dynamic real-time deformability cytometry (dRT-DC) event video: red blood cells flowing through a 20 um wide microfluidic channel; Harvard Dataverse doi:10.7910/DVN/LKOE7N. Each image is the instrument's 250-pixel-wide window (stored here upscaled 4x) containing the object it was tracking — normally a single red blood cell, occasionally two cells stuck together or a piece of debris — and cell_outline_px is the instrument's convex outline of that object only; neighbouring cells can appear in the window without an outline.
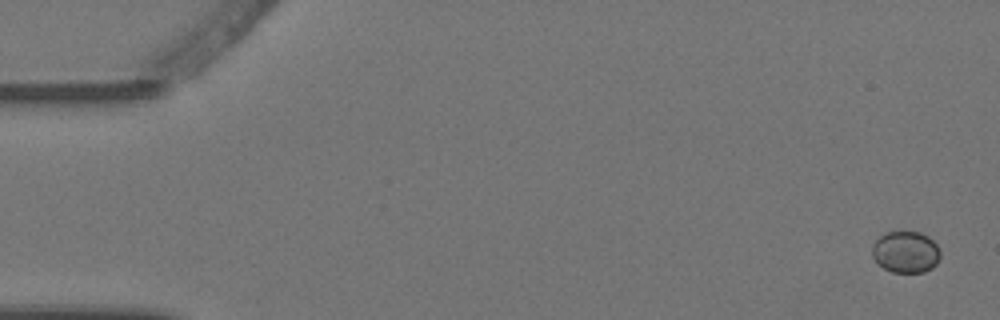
{"species": "Egyptian fruit bat (a non-hibernating species)", "species_latin": "Rousettus aegyptiacus", "temperature_condition": "warm", "stored_images_in_passage": 5, "camera_frame_rate_fps": 3000, "um_per_image_px": 0.085, "animal": {"sex": "female"}, "frame": {"image": 1, "passage_image": 1, "time_ms": 0.0, "image_size_px": [1000, 320], "cell_outline_px": [[940, 256], [936, 264], [932, 268], [924, 272], [892, 272], [884, 268], [872, 256], [872, 244], [880, 236], [888, 232], [900, 228], [920, 232], [928, 236], [936, 244], [940, 252]], "centroid_in_image_um": [76.98, 21.37], "position_along_channel_um": 8.0, "area_um2": 16.88}}
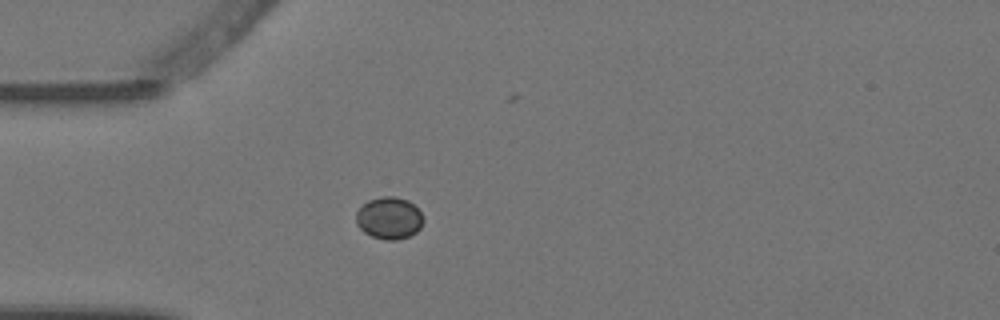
{"frame": {"image": 2, "passage_image": 5, "time_ms": 1.333, "image_size_px": [1000, 320], "cell_outline_px": [[424, 220], [420, 228], [416, 232], [408, 236], [396, 240], [384, 240], [372, 236], [364, 232], [356, 224], [356, 212], [368, 200], [384, 196], [392, 196], [408, 200], [420, 212]], "centroid_in_image_um": [33.07, 18.54], "position_along_channel_um": 51.9, "area_um2": 16.36}}